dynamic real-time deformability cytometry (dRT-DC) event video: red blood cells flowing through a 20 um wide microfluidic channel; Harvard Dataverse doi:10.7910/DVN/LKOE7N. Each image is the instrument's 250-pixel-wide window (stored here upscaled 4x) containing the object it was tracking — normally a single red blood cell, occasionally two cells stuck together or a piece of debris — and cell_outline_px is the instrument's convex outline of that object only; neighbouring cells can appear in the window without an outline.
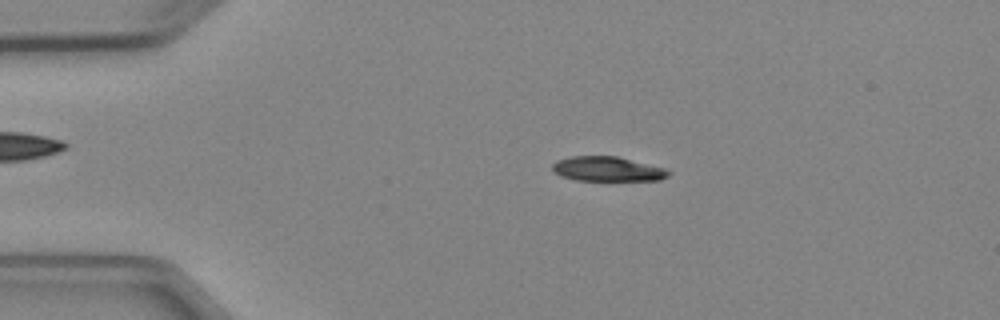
{"species": "Egyptian fruit bat (a non-hibernating species)", "species_latin": "Rousettus aegyptiacus", "temperature_condition": "cold", "stored_images_in_passage": 4, "camera_frame_rate_fps": 3000, "um_per_image_px": 0.085, "animal": {"sex": "female"}, "frame": {"image": 1, "passage_image": 3, "time_ms": 2.333, "image_size_px": [1000, 320], "cell_outline_px": [[672, 172], [668, 176], [660, 180], [576, 180], [560, 176], [552, 172], [552, 164], [556, 160], [568, 156], [616, 156], [664, 168]], "centroid_in_image_um": [51.58, 14.36], "position_along_channel_um": 33.4, "area_um2": 16.7}}